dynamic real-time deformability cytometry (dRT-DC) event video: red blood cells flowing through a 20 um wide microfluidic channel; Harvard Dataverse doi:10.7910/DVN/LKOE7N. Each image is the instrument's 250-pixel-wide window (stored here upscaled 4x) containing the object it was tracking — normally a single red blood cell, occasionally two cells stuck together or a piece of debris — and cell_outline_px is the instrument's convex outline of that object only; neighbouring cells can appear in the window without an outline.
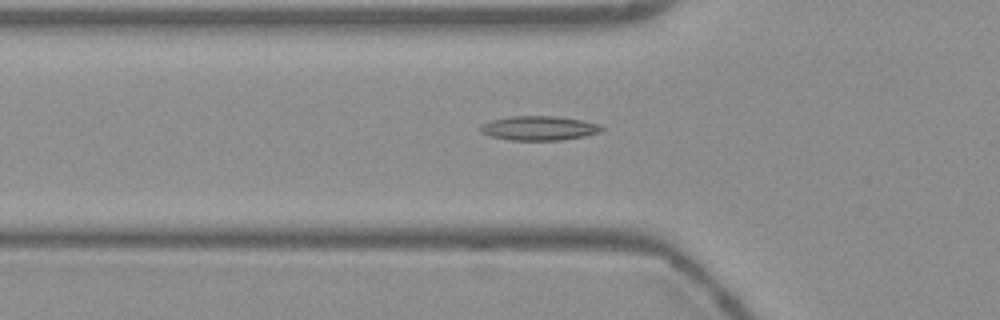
{"species": "Egyptian fruit bat (a non-hibernating species)", "species_latin": "Rousettus aegyptiacus", "temperature_condition": "warm", "stored_images_in_passage": 54, "camera_frame_rate_fps": 3000, "um_per_image_px": 0.085, "frame": {"image": 1, "passage_image": 18, "time_ms": 5.667, "image_size_px": [1000, 320], "cell_outline_px": [[604, 128], [600, 132], [584, 136], [560, 140], [508, 140], [488, 136], [480, 132], [480, 124], [492, 120], [508, 116], [556, 116], [580, 120], [600, 124]], "centroid_in_image_um": [45.77, 10.89], "position_along_channel_um": 80.0, "area_um2": 17.28}}
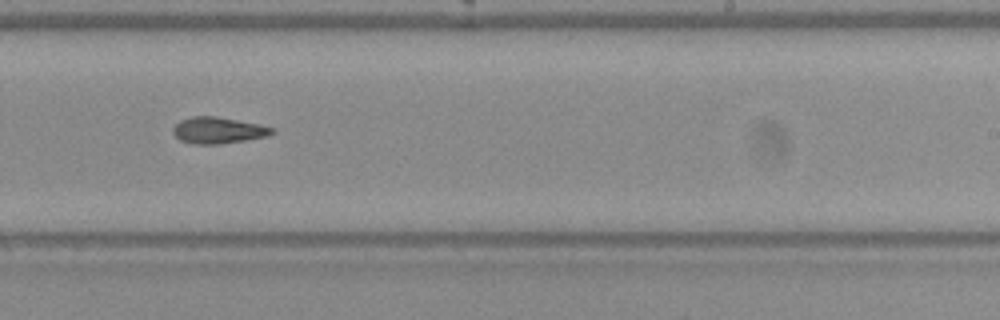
{"frame": {"image": 2, "passage_image": 33, "time_ms": 10.667, "image_size_px": [1000, 320], "cell_outline_px": [[276, 132], [268, 136], [248, 140], [220, 144], [192, 144], [180, 140], [172, 132], [172, 128], [180, 120], [192, 116], [216, 116], [260, 124], [272, 128]], "centroid_in_image_um": [18.54, 11.08], "position_along_channel_um": 270.5, "area_um2": 15.37}}
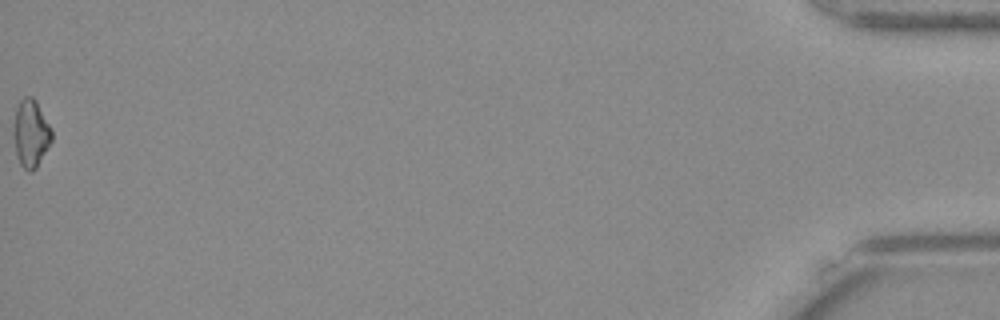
{"frame": {"image": 3, "passage_image": 54, "time_ms": 17.667, "image_size_px": [1000, 320], "cell_outline_px": [[52, 140], [36, 168], [32, 172], [28, 172], [20, 164], [16, 156], [12, 132], [12, 128], [16, 108], [20, 100], [24, 96], [32, 96], [36, 100], [52, 128]], "centroid_in_image_um": [2.6, 11.33], "position_along_channel_um": 432.6, "area_um2": 15.37}, "authors_computed_cell_mechanics": {"area_um2": 15.2881, "velocity_mm_per_s": 3.7824, "shape_relaxation_time_tau1_ms": null, "shape_relaxation_time_tau2_ms": 7.2946, "deformation_change_tau1": null, "deformation_change_tau2": 0.1541}}